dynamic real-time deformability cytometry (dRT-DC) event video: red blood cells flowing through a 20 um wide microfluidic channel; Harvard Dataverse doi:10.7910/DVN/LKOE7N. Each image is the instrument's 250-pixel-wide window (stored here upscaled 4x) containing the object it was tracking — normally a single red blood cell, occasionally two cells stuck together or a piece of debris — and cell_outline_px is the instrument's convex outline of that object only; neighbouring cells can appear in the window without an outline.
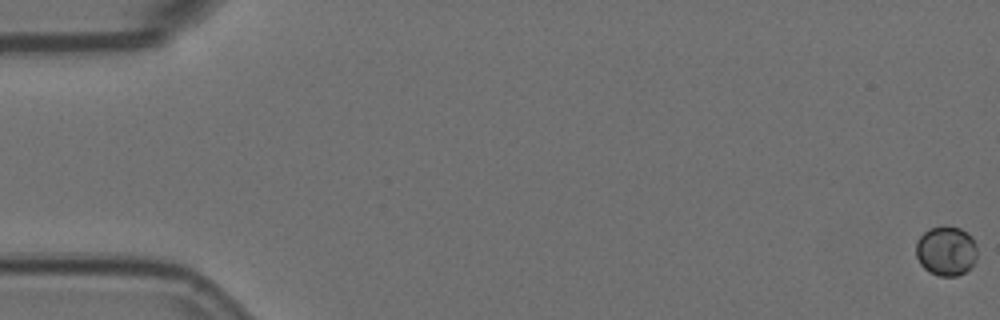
{"species": "Egyptian fruit bat (a non-hibernating species)", "species_latin": "Rousettus aegyptiacus", "temperature_condition": "room temperature", "stored_images_in_passage": 4, "camera_frame_rate_fps": 3000, "um_per_image_px": 0.085, "animal": {"sex": "female"}, "frame": {"image": 1, "passage_image": 1, "time_ms": 0.0, "image_size_px": [1000, 320], "cell_outline_px": [[976, 260], [964, 272], [956, 276], [940, 276], [928, 272], [920, 264], [916, 256], [916, 240], [928, 228], [944, 224], [960, 228], [972, 236], [976, 244]], "centroid_in_image_um": [80.4, 21.29], "position_along_channel_um": 4.6, "area_um2": 17.98}}
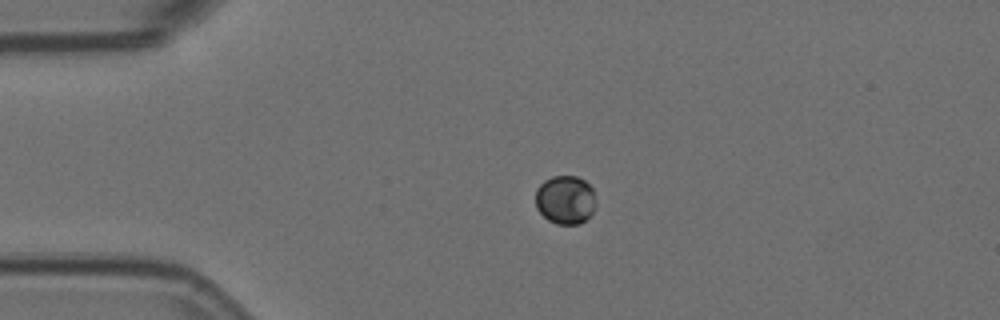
{"frame": {"image": 2, "passage_image": 3, "time_ms": 0.667, "image_size_px": [1000, 320], "cell_outline_px": [[596, 204], [592, 212], [580, 224], [556, 224], [548, 220], [536, 208], [536, 188], [544, 180], [552, 176], [576, 176], [584, 180], [592, 188]], "centroid_in_image_um": [48.04, 16.97], "position_along_channel_um": 37.0, "area_um2": 17.11}}